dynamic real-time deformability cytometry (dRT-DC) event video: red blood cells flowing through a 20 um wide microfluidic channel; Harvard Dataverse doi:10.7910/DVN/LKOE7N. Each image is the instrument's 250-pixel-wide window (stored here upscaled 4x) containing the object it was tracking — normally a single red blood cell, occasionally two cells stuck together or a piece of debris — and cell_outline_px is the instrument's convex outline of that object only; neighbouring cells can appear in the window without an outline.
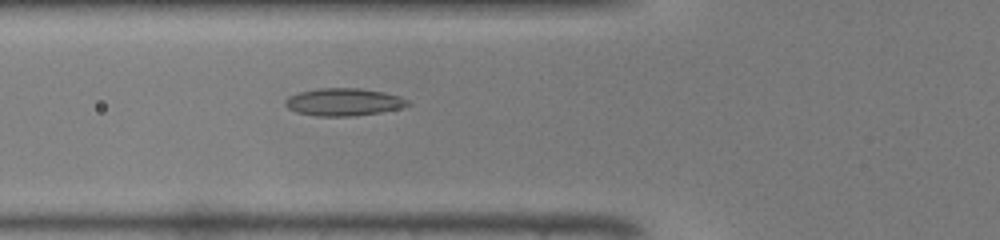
{"species": "common noctule bat (a hibernating species)", "species_latin": "Nyctalus noctula", "temperature_condition": "warm", "stored_images_in_passage": 36, "camera_frame_rate_fps": 3000, "um_per_image_px": 0.085, "animal": {"sex": "male", "body_mass_g": 19.0, "forearm_length_mm": 50.8}, "frame": {"image": 1, "passage_image": 7, "time_ms": 2.0, "image_size_px": [1000, 240], "cell_outline_px": [[412, 104], [400, 108], [380, 112], [356, 116], [316, 116], [296, 112], [288, 108], [284, 104], [284, 100], [288, 96], [300, 92], [320, 88], [360, 88], [384, 92], [400, 96], [408, 100]], "centroid_in_image_um": [29.21, 8.67], "position_along_channel_um": 96.6, "area_um2": 19.77}}
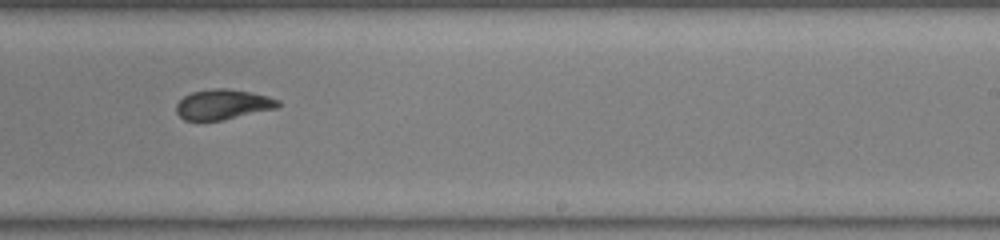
{"frame": {"image": 2, "passage_image": 19, "time_ms": 6.0, "image_size_px": [1000, 240], "cell_outline_px": [[280, 104], [276, 108], [224, 120], [184, 120], [176, 112], [176, 104], [184, 96], [192, 92], [212, 88], [228, 88], [252, 92], [268, 96], [280, 100]], "centroid_in_image_um": [18.95, 8.86], "position_along_channel_um": 270.0, "area_um2": 17.92}}
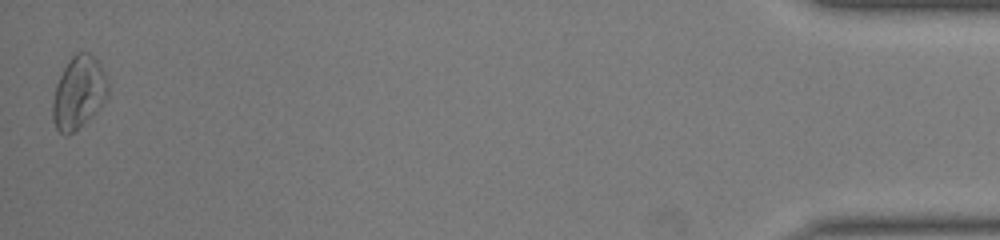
{"frame": {"image": 3, "passage_image": 36, "time_ms": 11.667, "image_size_px": [1000, 240], "cell_outline_px": [[108, 96], [104, 104], [96, 112], [68, 136], [60, 132], [56, 128], [52, 120], [52, 100], [56, 84], [68, 60], [76, 52], [88, 52], [100, 64], [108, 80]], "centroid_in_image_um": [6.68, 7.87], "position_along_channel_um": 428.5, "area_um2": 23.47}, "authors_computed_cell_mechanics": {"area_um2": 18.785, "velocity_mm_per_s": 4.3478, "shape_relaxation_time_tau1_ms": 6.8458, "shape_relaxation_time_tau2_ms": 2.2397, "deformation_change_tau1": 0.1863, "deformation_change_tau2": 0.074}}